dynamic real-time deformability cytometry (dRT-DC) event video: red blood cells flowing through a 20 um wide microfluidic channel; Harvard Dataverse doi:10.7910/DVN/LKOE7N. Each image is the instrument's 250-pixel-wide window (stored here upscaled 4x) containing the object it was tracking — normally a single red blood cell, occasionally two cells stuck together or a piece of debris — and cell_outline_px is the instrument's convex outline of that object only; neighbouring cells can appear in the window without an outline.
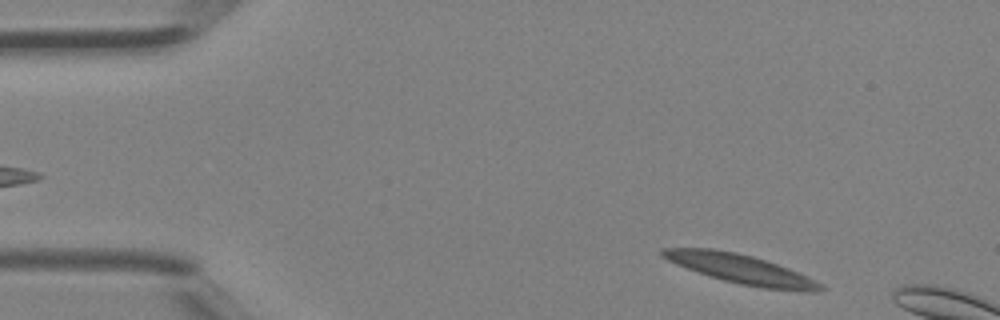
{"species": "Egyptian fruit bat (a non-hibernating species)", "species_latin": "Rousettus aegyptiacus", "temperature_condition": "room temperature", "stored_images_in_passage": 9, "camera_frame_rate_fps": 3000, "um_per_image_px": 0.085, "animal": {"sex": "female"}, "frame": {"image": 1, "passage_image": 1, "time_ms": 0.0, "image_size_px": [1000, 320], "cell_outline_px": [[824, 288], [816, 292], [804, 292], [764, 288], [740, 284], [724, 280], [676, 264], [660, 256], [660, 248], [712, 248], [736, 252], [752, 256], [800, 272], [824, 284]], "centroid_in_image_um": [63.02, 22.87], "position_along_channel_um": 22.0, "area_um2": 26.82}}